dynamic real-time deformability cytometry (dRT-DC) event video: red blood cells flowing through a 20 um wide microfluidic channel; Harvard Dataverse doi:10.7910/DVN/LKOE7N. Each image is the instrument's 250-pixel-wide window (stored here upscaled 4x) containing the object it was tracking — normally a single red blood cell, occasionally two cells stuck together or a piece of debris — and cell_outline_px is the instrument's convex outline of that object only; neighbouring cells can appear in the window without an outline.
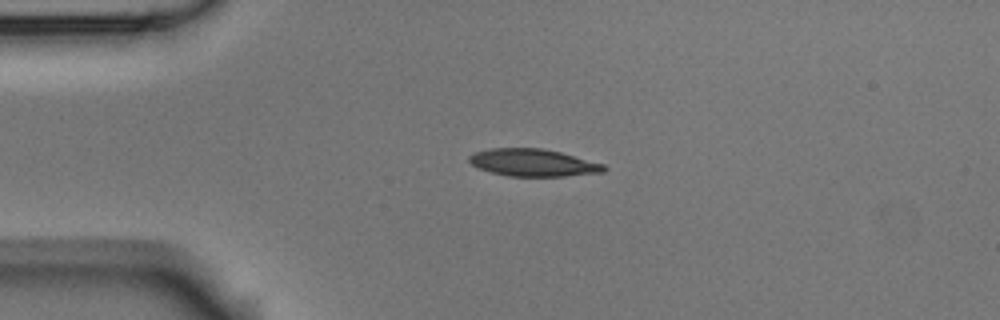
{"species": "Egyptian fruit bat (a non-hibernating species)", "species_latin": "Rousettus aegyptiacus", "temperature_condition": "room temperature", "stored_images_in_passage": 3, "camera_frame_rate_fps": 3000, "um_per_image_px": 0.085, "animal": {"sex": "male"}, "frame": {"image": 1, "passage_image": 2, "time_ms": 1.333, "image_size_px": [1000, 320], "cell_outline_px": [[608, 168], [604, 172], [564, 176], [508, 176], [476, 168], [468, 160], [468, 156], [472, 152], [488, 148], [544, 148], [560, 152], [604, 164]], "centroid_in_image_um": [45.27, 13.82], "position_along_channel_um": 39.7, "area_um2": 21.62}}